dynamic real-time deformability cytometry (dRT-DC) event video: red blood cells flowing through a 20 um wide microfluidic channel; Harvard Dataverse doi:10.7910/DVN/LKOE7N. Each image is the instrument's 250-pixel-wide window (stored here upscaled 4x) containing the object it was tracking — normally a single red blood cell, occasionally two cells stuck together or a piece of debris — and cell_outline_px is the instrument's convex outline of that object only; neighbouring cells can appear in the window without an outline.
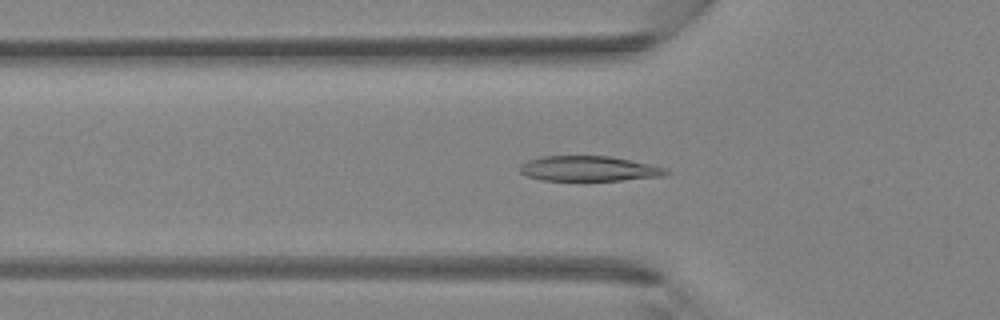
{"species": "Egyptian fruit bat (a non-hibernating species)", "species_latin": "Rousettus aegyptiacus", "temperature_condition": "room temperature", "stored_images_in_passage": 41, "camera_frame_rate_fps": 3000, "um_per_image_px": 0.085, "animal": {"sex": "female"}, "frame": {"image": 1, "passage_image": 14, "time_ms": 4.333, "image_size_px": [1000, 320], "cell_outline_px": [[672, 172], [664, 176], [620, 180], [540, 180], [528, 176], [520, 172], [520, 164], [528, 160], [540, 156], [608, 156], [652, 164], [664, 168]], "centroid_in_image_um": [50.06, 14.33], "position_along_channel_um": 75.7, "area_um2": 21.39}}
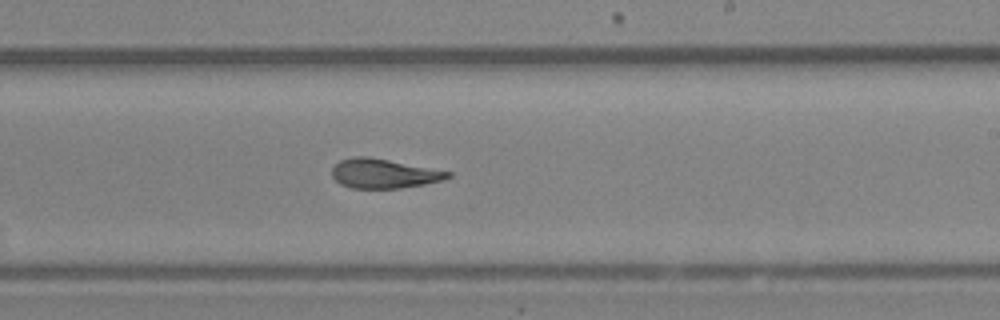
{"frame": {"image": 2, "passage_image": 25, "time_ms": 8.0, "image_size_px": [1000, 320], "cell_outline_px": [[452, 176], [444, 180], [424, 184], [400, 188], [352, 188], [340, 184], [332, 176], [332, 168], [340, 160], [356, 156], [368, 156], [452, 172]], "centroid_in_image_um": [32.62, 14.75], "position_along_channel_um": 256.4, "area_um2": 19.77}}
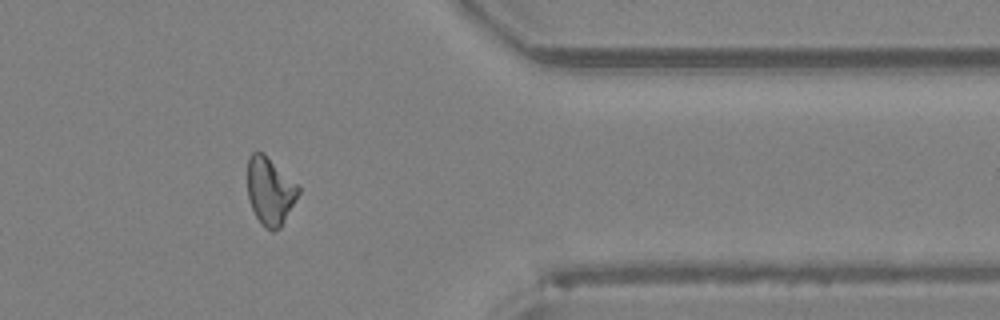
{"frame": {"image": 3, "passage_image": 34, "time_ms": 11.0, "image_size_px": [1000, 320], "cell_outline_px": [[300, 192], [280, 228], [272, 232], [264, 228], [260, 224], [252, 208], [248, 196], [248, 156], [252, 152], [264, 152], [300, 188]], "centroid_in_image_um": [22.94, 16.25], "position_along_channel_um": 388.5, "area_um2": 19.94}}